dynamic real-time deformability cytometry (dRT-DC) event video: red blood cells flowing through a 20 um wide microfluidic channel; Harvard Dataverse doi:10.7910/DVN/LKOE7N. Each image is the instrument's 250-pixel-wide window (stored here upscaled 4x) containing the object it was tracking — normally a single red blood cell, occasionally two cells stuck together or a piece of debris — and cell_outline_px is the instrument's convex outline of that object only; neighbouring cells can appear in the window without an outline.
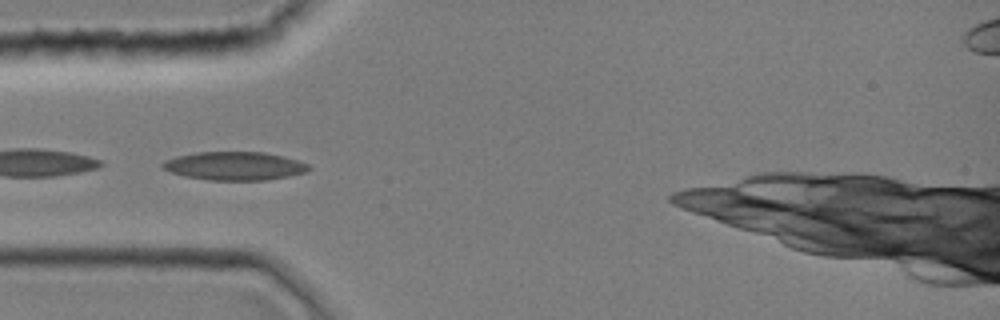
{"species": "common noctule bat (a hibernating species)", "species_latin": "Nyctalus noctula", "temperature_condition": "room temperature", "stored_images_in_passage": 40, "camera_frame_rate_fps": 3000, "um_per_image_px": 0.085, "animal": {"sex": "female", "body_mass_g": 19.0, "forearm_length_mm": 51.5}, "frame": {"image": 1, "passage_image": 10, "time_ms": 3.0, "image_size_px": [1000, 320], "cell_outline_px": [[312, 168], [304, 172], [288, 176], [264, 180], [208, 180], [184, 176], [160, 168], [160, 164], [164, 160], [176, 156], [196, 152], [264, 152], [284, 156], [308, 164]], "centroid_in_image_um": [19.89, 14.1], "position_along_channel_um": 65.1, "area_um2": 24.22}}
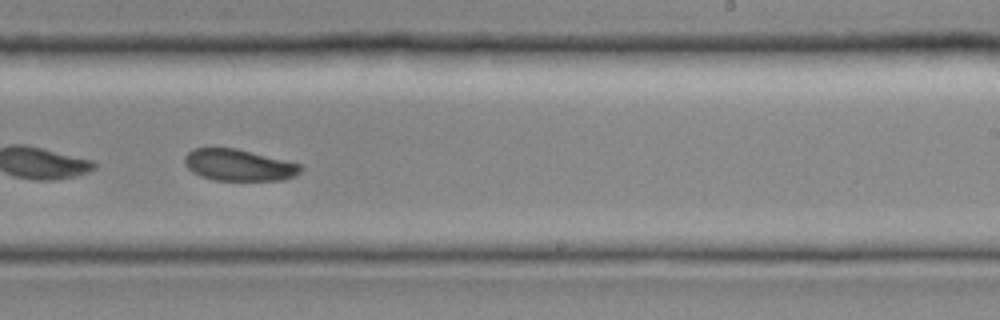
{"frame": {"image": 2, "passage_image": 24, "time_ms": 7.667, "image_size_px": [1000, 320], "cell_outline_px": [[304, 168], [296, 176], [284, 180], [212, 180], [200, 176], [192, 172], [184, 164], [184, 156], [188, 152], [196, 148], [236, 148], [304, 164]], "centroid_in_image_um": [20.34, 14.03], "position_along_channel_um": 268.7, "area_um2": 21.68}}
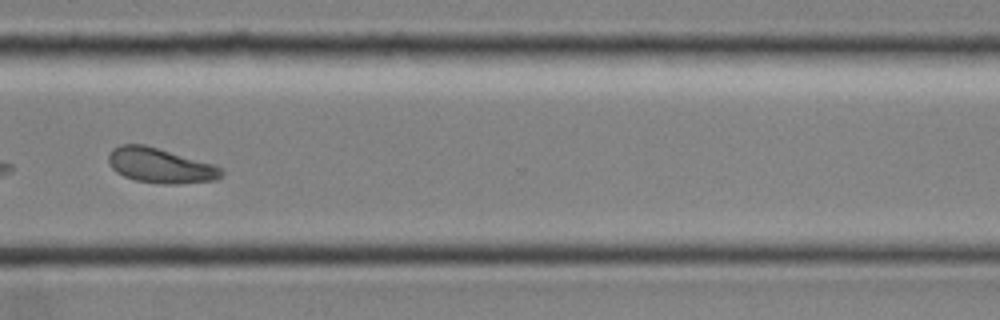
{"frame": {"image": 3, "passage_image": 30, "time_ms": 9.667, "image_size_px": [1000, 320], "cell_outline_px": [[224, 172], [216, 180], [176, 184], [168, 184], [136, 180], [124, 176], [116, 172], [108, 164], [108, 156], [112, 148], [120, 144], [144, 144], [216, 164], [224, 168]], "centroid_in_image_um": [13.65, 14.06], "position_along_channel_um": 357.0, "area_um2": 23.18}}